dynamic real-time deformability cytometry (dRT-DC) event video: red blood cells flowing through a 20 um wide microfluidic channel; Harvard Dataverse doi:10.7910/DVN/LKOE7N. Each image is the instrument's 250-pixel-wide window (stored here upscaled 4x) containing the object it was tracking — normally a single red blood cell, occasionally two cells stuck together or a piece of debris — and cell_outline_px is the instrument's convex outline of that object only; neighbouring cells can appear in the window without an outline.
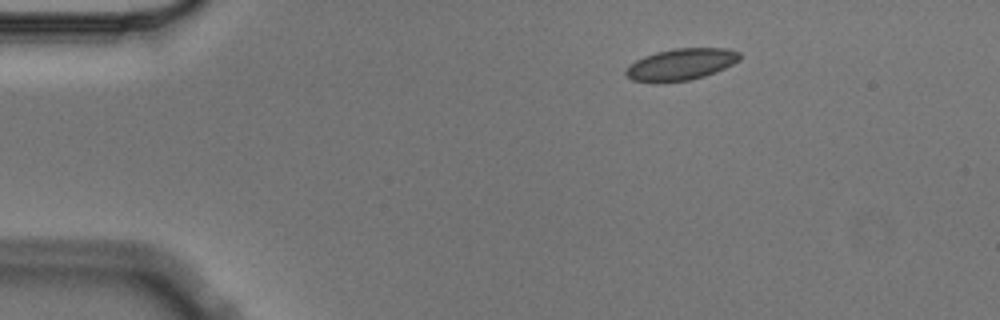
{"species": "Egyptian fruit bat (a non-hibernating species)", "species_latin": "Rousettus aegyptiacus", "temperature_condition": "cold", "stored_images_in_passage": 4, "camera_frame_rate_fps": 3000, "um_per_image_px": 0.085, "animal": {"sex": "male"}, "frame": {"image": 1, "passage_image": 1, "time_ms": 0.0, "image_size_px": [1000, 320], "cell_outline_px": [[740, 60], [716, 72], [704, 76], [688, 80], [656, 84], [632, 80], [624, 72], [628, 64], [644, 56], [656, 52], [676, 48], [728, 48], [740, 52]], "centroid_in_image_um": [57.85, 5.48], "position_along_channel_um": 27.1, "area_um2": 21.27}}
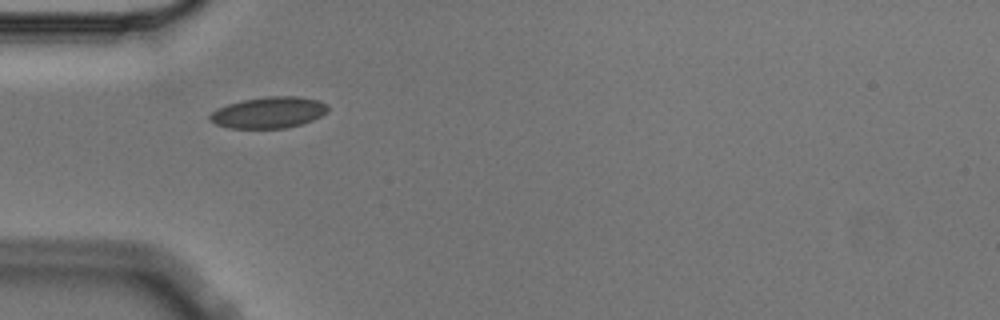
{"frame": {"image": 2, "passage_image": 3, "time_ms": 0.667, "image_size_px": [1000, 320], "cell_outline_px": [[328, 112], [312, 120], [300, 124], [284, 128], [228, 128], [216, 124], [208, 120], [208, 116], [216, 108], [228, 104], [244, 100], [268, 96], [296, 96], [316, 100], [328, 104]], "centroid_in_image_um": [22.81, 9.56], "position_along_channel_um": 62.2, "area_um2": 21.44}}
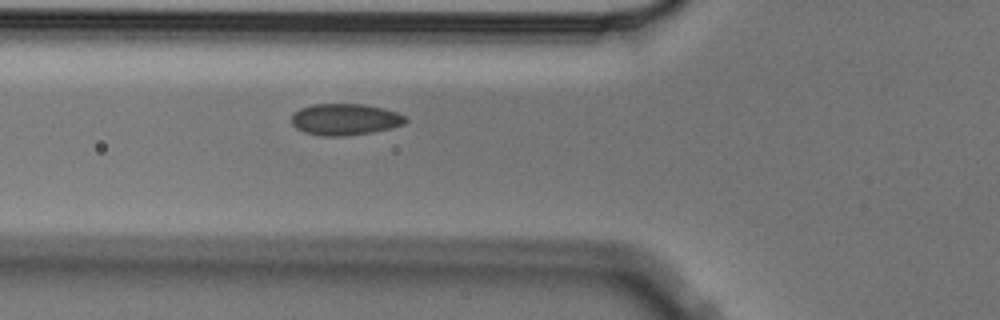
{"frame": {"image": 3, "passage_image": 4, "time_ms": 1.0, "image_size_px": [1000, 320], "cell_outline_px": [[408, 120], [404, 124], [372, 132], [348, 136], [320, 136], [304, 132], [296, 128], [292, 124], [292, 116], [300, 108], [316, 104], [360, 104], [384, 108], [396, 112], [404, 116]], "centroid_in_image_um": [29.32, 10.16], "position_along_channel_um": 96.5, "area_um2": 20.81}}